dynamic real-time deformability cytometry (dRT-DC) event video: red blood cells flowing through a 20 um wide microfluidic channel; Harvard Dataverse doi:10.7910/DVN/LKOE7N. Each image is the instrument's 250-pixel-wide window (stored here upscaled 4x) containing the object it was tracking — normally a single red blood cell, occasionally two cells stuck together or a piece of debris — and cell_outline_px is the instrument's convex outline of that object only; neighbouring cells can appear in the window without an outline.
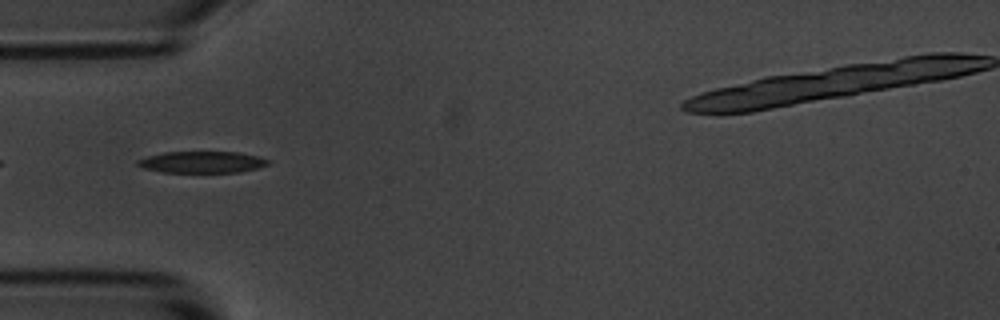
{"species": "common noctule bat (a hibernating species)", "species_latin": "Nyctalus noctula", "temperature_condition": "room temperature", "stored_images_in_passage": 7, "segment_of_instrument_passage": [2, 2], "camera_frame_rate_fps": 3000, "um_per_image_px": 0.085, "animal": {"sex": "male", "body_mass_g": 20.1, "forearm_length_mm": 53.5}, "frame": {"image": 1, "passage_image": 5, "time_ms": 5.333, "image_size_px": [1000, 320], "cell_outline_px": [[272, 160], [268, 164], [256, 168], [240, 172], [164, 172], [144, 168], [136, 164], [136, 160], [148, 156], [164, 152], [240, 152], [260, 156]], "centroid_in_image_um": [17.21, 13.77], "position_along_channel_um": 67.8, "area_um2": 16.42}}
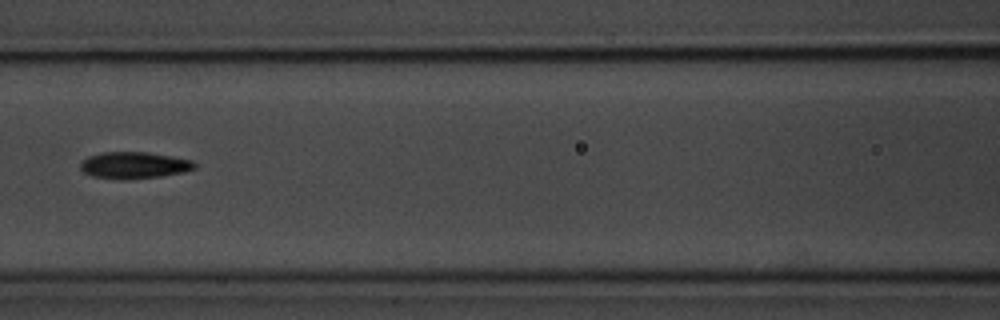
{"frame": {"image": 2, "passage_image": 7, "time_ms": 7.667, "image_size_px": [1000, 320], "cell_outline_px": [[196, 168], [184, 172], [160, 176], [124, 180], [116, 180], [92, 176], [84, 172], [80, 168], [80, 164], [88, 156], [104, 152], [148, 152], [172, 156], [192, 160], [196, 164]], "centroid_in_image_um": [11.4, 14.05], "position_along_channel_um": 155.2, "area_um2": 17.86}}